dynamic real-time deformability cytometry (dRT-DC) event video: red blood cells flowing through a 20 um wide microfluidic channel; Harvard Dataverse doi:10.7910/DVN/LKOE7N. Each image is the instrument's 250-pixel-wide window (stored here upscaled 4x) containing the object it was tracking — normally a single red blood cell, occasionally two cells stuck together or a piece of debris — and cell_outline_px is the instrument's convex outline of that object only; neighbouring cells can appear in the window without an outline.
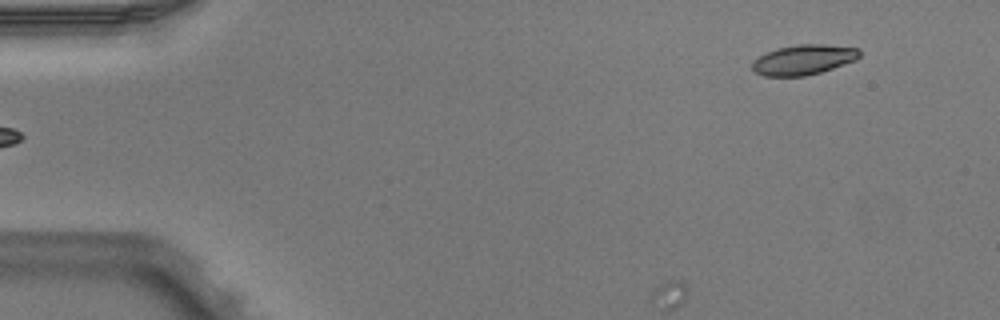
{"species": "Egyptian fruit bat (a non-hibernating species)", "species_latin": "Rousettus aegyptiacus", "temperature_condition": "warm", "stored_images_in_passage": 5, "camera_frame_rate_fps": 3000, "um_per_image_px": 0.085, "animal": {"sex": "male"}, "frame": {"image": 1, "passage_image": 5, "time_ms": 1.333, "image_size_px": [1000, 320], "cell_outline_px": [[860, 56], [856, 60], [820, 72], [804, 76], [764, 76], [756, 72], [752, 68], [752, 60], [776, 48], [796, 44], [824, 44], [860, 48]], "centroid_in_image_um": [68.31, 5.06], "position_along_channel_um": 16.7, "area_um2": 18.79}}